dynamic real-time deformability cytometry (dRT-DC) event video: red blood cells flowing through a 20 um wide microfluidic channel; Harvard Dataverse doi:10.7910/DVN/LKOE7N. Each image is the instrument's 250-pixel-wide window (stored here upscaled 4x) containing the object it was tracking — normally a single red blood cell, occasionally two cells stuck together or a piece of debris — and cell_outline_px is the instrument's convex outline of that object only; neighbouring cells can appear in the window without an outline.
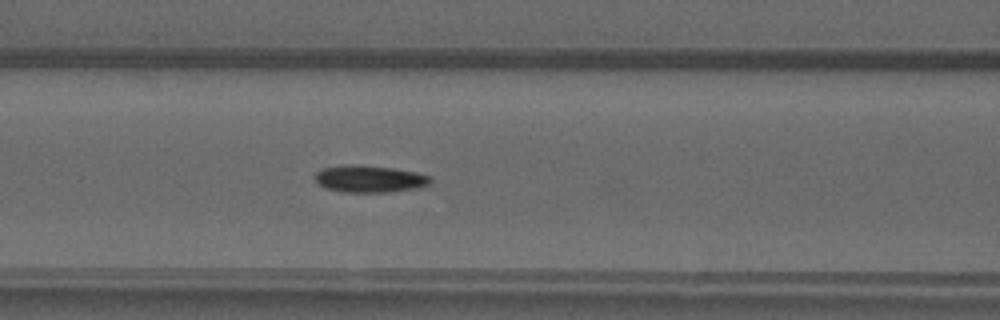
{"species": "common noctule bat (a hibernating species)", "species_latin": "Nyctalus noctula", "temperature_condition": "warm", "stored_images_in_passage": 18, "camera_frame_rate_fps": 3000, "um_per_image_px": 0.085, "animal": {"sex": "male", "forearm_length_mm": 52.5}, "frame": {"image": 1, "passage_image": 15, "time_ms": 4.667, "image_size_px": [1000, 320], "cell_outline_px": [[432, 180], [428, 184], [420, 188], [392, 192], [344, 192], [324, 188], [316, 180], [316, 172], [324, 168], [344, 164], [356, 164], [392, 168], [416, 172], [428, 176]], "centroid_in_image_um": [31.42, 15.21], "position_along_channel_um": 135.2, "area_um2": 18.21}}
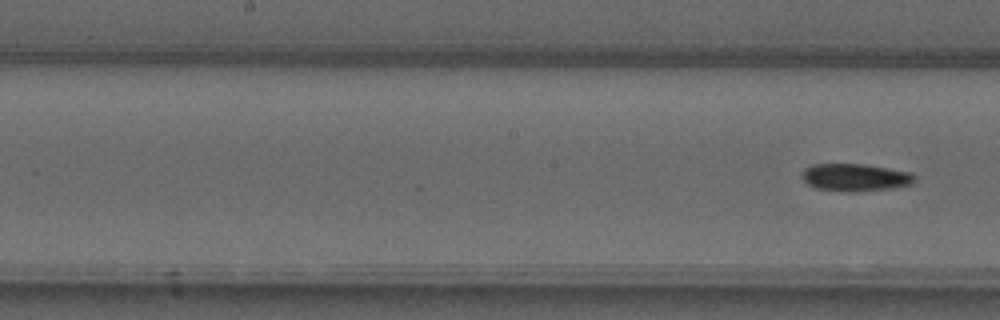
{"frame": {"image": 2, "passage_image": 18, "time_ms": 5.667, "image_size_px": [1000, 320], "cell_outline_px": [[916, 180], [912, 184], [896, 188], [856, 192], [840, 192], [816, 188], [808, 184], [800, 176], [800, 172], [804, 168], [812, 164], [864, 164], [912, 172], [916, 176]], "centroid_in_image_um": [72.7, 15.09], "position_along_channel_um": 175.5, "area_um2": 18.55}}